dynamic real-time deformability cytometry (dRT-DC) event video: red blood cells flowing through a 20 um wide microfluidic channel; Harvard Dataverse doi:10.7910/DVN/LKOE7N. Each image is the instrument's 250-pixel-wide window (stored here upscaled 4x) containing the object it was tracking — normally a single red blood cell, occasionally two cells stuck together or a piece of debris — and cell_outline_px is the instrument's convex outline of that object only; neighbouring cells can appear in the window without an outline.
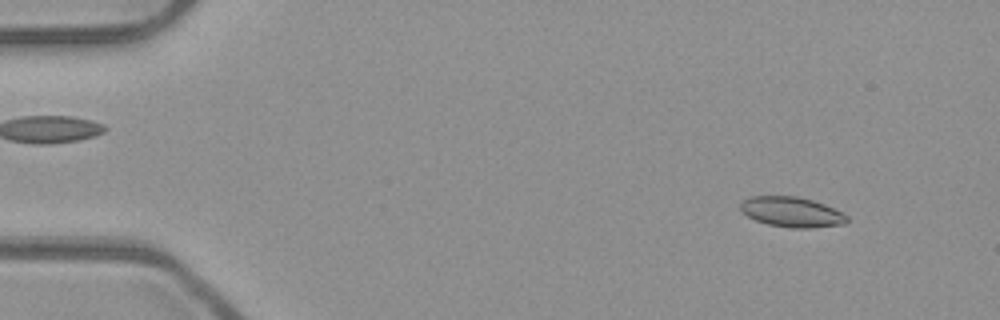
{"species": "common noctule bat (a hibernating species)", "species_latin": "Nyctalus noctula", "temperature_condition": "room temperature", "stored_images_in_passage": 52, "camera_frame_rate_fps": 3000, "um_per_image_px": 0.085, "animal": {"sex": "male", "body_mass_g": 23.1, "forearm_length_mm": 52.7}, "frame": {"image": 1, "passage_image": 5, "time_ms": 1.333, "image_size_px": [1000, 320], "cell_outline_px": [[848, 220], [844, 224], [812, 228], [788, 228], [768, 224], [756, 220], [740, 212], [740, 204], [744, 200], [752, 196], [796, 196], [812, 200], [824, 204], [848, 216]], "centroid_in_image_um": [67.28, 18.03], "position_along_channel_um": 17.7, "area_um2": 18.67}}
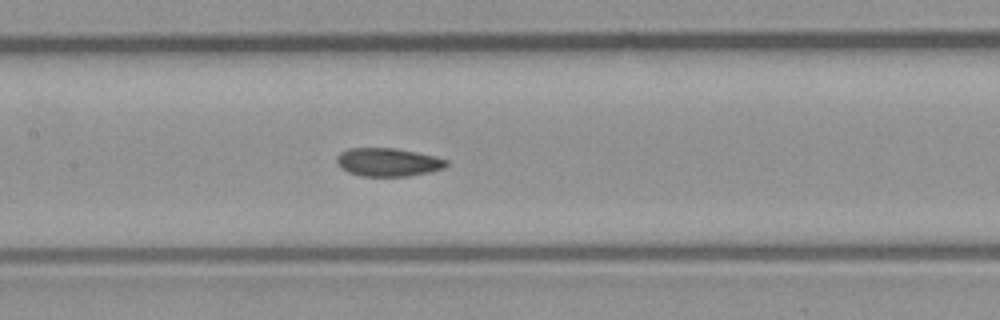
{"frame": {"image": 2, "passage_image": 25, "time_ms": 8.0, "image_size_px": [1000, 320], "cell_outline_px": [[448, 164], [444, 168], [428, 172], [408, 176], [360, 176], [348, 172], [340, 168], [336, 164], [336, 156], [340, 152], [348, 148], [396, 148], [416, 152], [448, 160]], "centroid_in_image_um": [32.92, 13.78], "position_along_channel_um": 174.5, "area_um2": 18.15}}
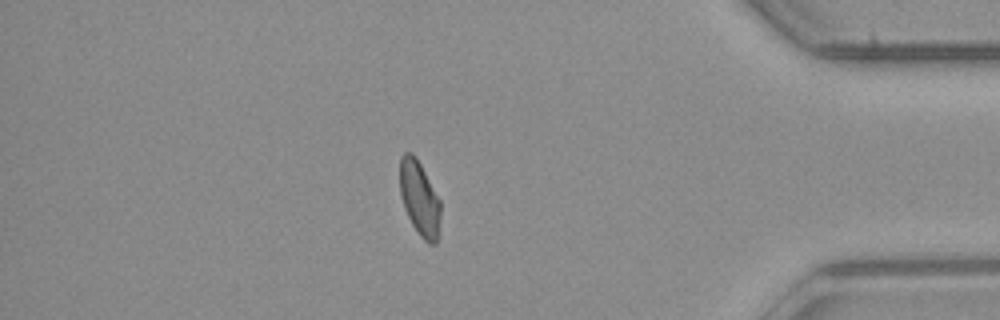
{"frame": {"image": 3, "passage_image": 45, "time_ms": 14.667, "image_size_px": [1000, 320], "cell_outline_px": [[440, 216], [436, 244], [428, 244], [420, 236], [412, 224], [404, 208], [400, 196], [400, 156], [404, 152], [412, 152], [416, 156], [440, 200]], "centroid_in_image_um": [35.64, 16.84], "position_along_channel_um": 399.6, "area_um2": 17.69}, "authors_computed_cell_mechanics": {"area_um2": 18.2648, "velocity_mm_per_s": 3.9389, "shape_relaxation_time_tau1_ms": null, "shape_relaxation_time_tau2_ms": 2.677, "deformation_change_tau1": null, "deformation_change_tau2": 0.0566}}